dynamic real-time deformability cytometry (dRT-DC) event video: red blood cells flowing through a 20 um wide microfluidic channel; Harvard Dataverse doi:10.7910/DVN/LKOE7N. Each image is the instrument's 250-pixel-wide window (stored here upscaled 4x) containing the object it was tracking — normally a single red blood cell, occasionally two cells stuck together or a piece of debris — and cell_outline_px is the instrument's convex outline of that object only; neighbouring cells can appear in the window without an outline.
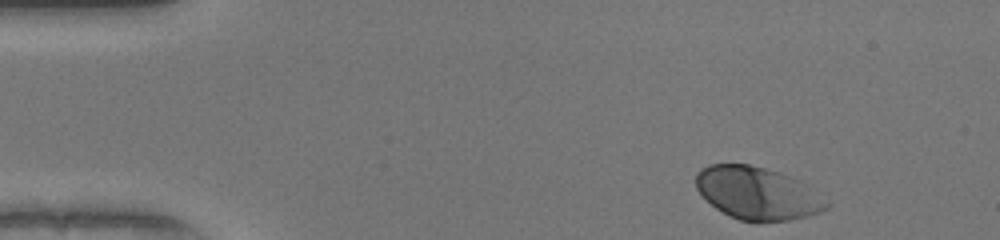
{"species": "human", "species_latin": "Homo sapiens", "temperature_condition": "warm", "stored_images_in_passage": 46, "camera_frame_rate_fps": 3000, "um_per_image_px": 0.085, "donor": {"sex": "female"}, "frame": {"image": 1, "passage_image": 1, "time_ms": 0.0, "image_size_px": [1000, 240], "cell_outline_px": [[832, 204], [828, 208], [820, 212], [808, 216], [788, 220], [756, 224], [740, 220], [716, 208], [696, 188], [696, 172], [700, 168], [708, 164], [748, 164], [764, 168], [800, 180]], "centroid_in_image_um": [64.39, 16.44], "position_along_channel_um": 20.6, "area_um2": 40.11}}
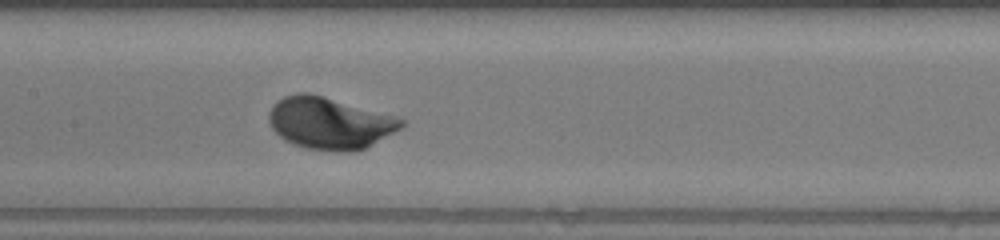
{"frame": {"image": 2, "passage_image": 20, "time_ms": 6.333, "image_size_px": [1000, 240], "cell_outline_px": [[404, 124], [400, 128], [372, 144], [364, 148], [348, 152], [304, 148], [292, 144], [284, 140], [272, 128], [268, 120], [268, 112], [272, 104], [276, 100], [284, 96], [296, 92], [308, 92], [324, 96], [396, 116], [404, 120]], "centroid_in_image_um": [27.96, 10.44], "position_along_channel_um": 179.4, "area_um2": 40.0}}
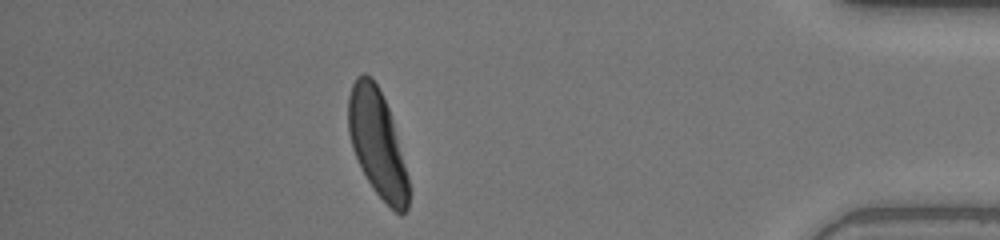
{"frame": {"image": 3, "passage_image": 40, "time_ms": 13.0, "image_size_px": [1000, 240], "cell_outline_px": [[408, 208], [400, 216], [376, 192], [368, 180], [352, 148], [348, 132], [348, 96], [352, 84], [356, 76], [364, 72], [372, 76], [388, 108], [392, 120], [408, 176]], "centroid_in_image_um": [32.05, 12.14], "position_along_channel_um": 403.2, "area_um2": 36.88}, "authors_computed_cell_mechanics": {"area_um2": 38.437, "velocity_mm_per_s": 4.0267, "shape_relaxation_time_tau1_ms": 1.7121, "shape_relaxation_time_tau2_ms": null, "deformation_change_tau1": 0.1518, "deformation_change_tau2": null}}